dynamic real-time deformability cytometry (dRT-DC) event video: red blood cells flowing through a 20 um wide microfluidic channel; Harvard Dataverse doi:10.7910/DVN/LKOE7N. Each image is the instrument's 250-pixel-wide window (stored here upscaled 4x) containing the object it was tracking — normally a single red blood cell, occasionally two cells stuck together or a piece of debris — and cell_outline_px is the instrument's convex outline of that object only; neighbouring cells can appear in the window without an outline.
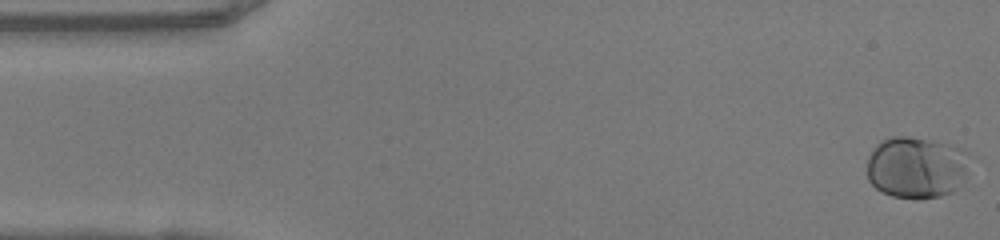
{"species": "human", "species_latin": "Homo sapiens", "temperature_condition": "warm", "stored_images_in_passage": 49, "camera_frame_rate_fps": 3000, "um_per_image_px": 0.085, "donor": {"sex": "female"}, "frame": {"image": 1, "passage_image": 1, "time_ms": 0.0, "image_size_px": [1000, 240], "cell_outline_px": [[976, 156], [952, 192], [940, 196], [916, 200], [892, 196], [880, 192], [868, 180], [868, 156], [876, 144], [880, 140], [892, 136], [908, 136], [944, 144], [968, 152]], "centroid_in_image_um": [77.88, 14.24], "position_along_channel_um": 7.1, "area_um2": 37.17}}
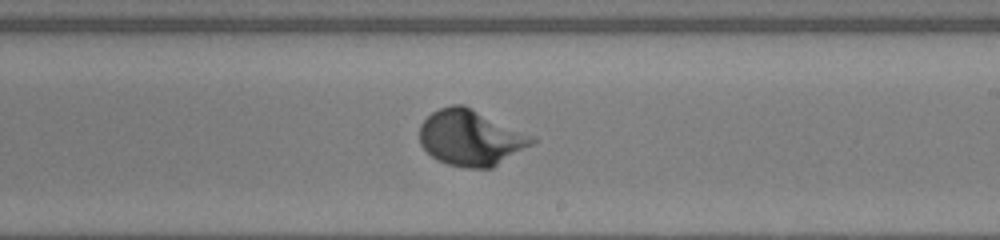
{"frame": {"image": 2, "passage_image": 28, "time_ms": 9.0, "image_size_px": [1000, 240], "cell_outline_px": [[536, 140], [532, 144], [492, 168], [464, 168], [448, 164], [436, 160], [420, 144], [420, 124], [432, 112], [440, 108], [452, 104], [464, 104]], "centroid_in_image_um": [39.92, 11.73], "position_along_channel_um": 249.1, "area_um2": 35.72}}
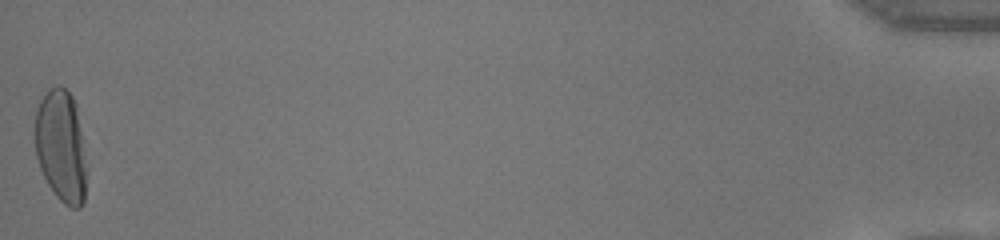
{"frame": {"image": 3, "passage_image": 49, "time_ms": 16.0, "image_size_px": [1000, 240], "cell_outline_px": [[84, 200], [80, 208], [72, 208], [64, 204], [56, 196], [48, 184], [40, 168], [36, 156], [32, 132], [36, 108], [40, 100], [48, 88], [56, 84], [64, 88], [72, 96], [76, 104], [80, 132], [84, 164]], "centroid_in_image_um": [5.1, 12.37], "position_along_channel_um": 430.1, "area_um2": 33.64}}